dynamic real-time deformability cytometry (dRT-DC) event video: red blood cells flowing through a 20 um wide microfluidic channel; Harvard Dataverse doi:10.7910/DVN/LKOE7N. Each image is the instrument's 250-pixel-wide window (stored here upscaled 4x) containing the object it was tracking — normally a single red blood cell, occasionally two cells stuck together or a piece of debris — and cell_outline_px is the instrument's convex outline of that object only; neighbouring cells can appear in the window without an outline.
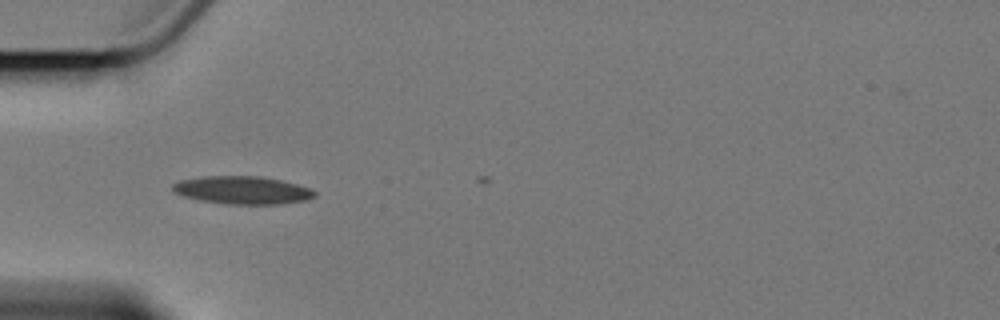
{"species": "Egyptian fruit bat (a non-hibernating species)", "species_latin": "Rousettus aegyptiacus", "temperature_condition": "cold", "stored_images_in_passage": 2, "camera_frame_rate_fps": 3000, "um_per_image_px": 0.085, "animal": {"sex": "female"}, "frame": {"image": 1, "passage_image": 1, "time_ms": 0.0, "image_size_px": [1000, 320], "cell_outline_px": [[316, 196], [304, 200], [284, 204], [224, 204], [200, 200], [184, 196], [176, 192], [172, 188], [172, 184], [180, 180], [200, 176], [260, 176], [280, 180], [312, 188], [316, 192]], "centroid_in_image_um": [20.62, 16.16], "position_along_channel_um": 64.4, "area_um2": 23.12}}